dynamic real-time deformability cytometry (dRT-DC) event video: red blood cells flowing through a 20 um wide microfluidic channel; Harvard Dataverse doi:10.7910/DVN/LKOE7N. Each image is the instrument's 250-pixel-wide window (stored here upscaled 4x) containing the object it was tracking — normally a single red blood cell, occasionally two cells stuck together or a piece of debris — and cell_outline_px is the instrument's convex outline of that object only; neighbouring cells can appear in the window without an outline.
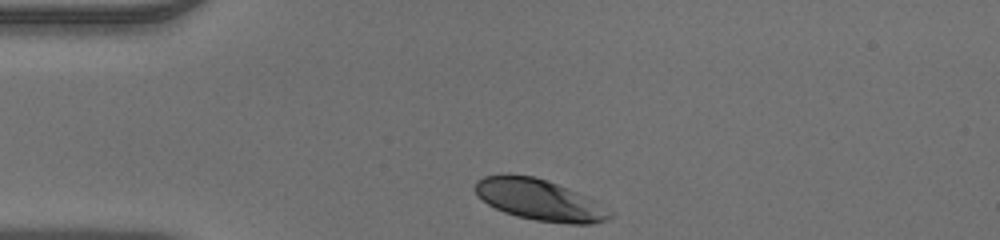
{"species": "human", "species_latin": "Homo sapiens", "temperature_condition": "warm", "stored_images_in_passage": 30, "camera_frame_rate_fps": 3000, "um_per_image_px": 0.085, "donor": {"sex": "male"}, "frame": {"image": 1, "passage_image": 1, "time_ms": 0.0, "image_size_px": [1000, 240], "cell_outline_px": [[616, 212], [608, 220], [592, 224], [568, 224], [536, 220], [516, 216], [504, 212], [488, 204], [476, 196], [472, 188], [476, 180], [484, 176], [508, 172], [536, 176], [568, 188], [588, 196], [596, 200]], "centroid_in_image_um": [45.86, 16.97], "position_along_channel_um": 39.1, "area_um2": 33.29}}
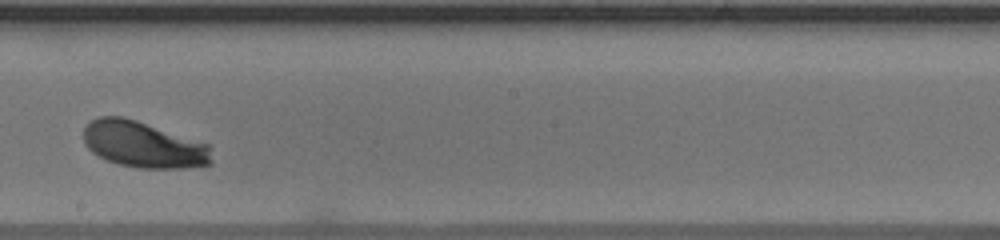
{"frame": {"image": 2, "passage_image": 18, "time_ms": 5.667, "image_size_px": [1000, 240], "cell_outline_px": [[212, 164], [184, 168], [140, 168], [120, 164], [108, 160], [92, 152], [84, 144], [84, 128], [92, 120], [100, 116], [120, 116], [136, 120], [212, 144]], "centroid_in_image_um": [12.25, 12.29], "position_along_channel_um": 235.9, "area_um2": 34.74}}
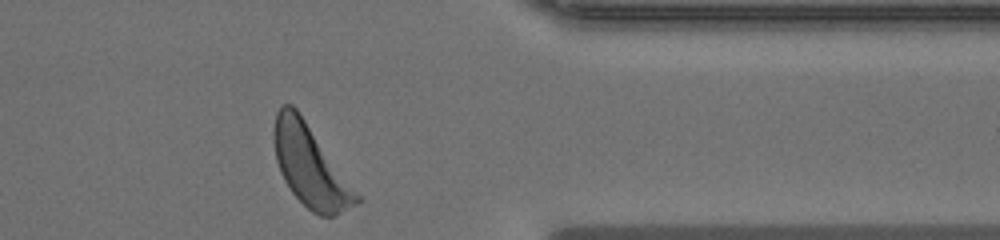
{"frame": {"image": 3, "passage_image": 30, "time_ms": 9.667, "image_size_px": [1000, 240], "cell_outline_px": [[364, 200], [332, 216], [320, 216], [312, 212], [292, 192], [284, 180], [280, 172], [276, 160], [272, 140], [272, 132], [276, 112], [280, 104], [292, 104], [300, 112]], "centroid_in_image_um": [26.35, 14.07], "position_along_channel_um": 385.0, "area_um2": 39.3}}